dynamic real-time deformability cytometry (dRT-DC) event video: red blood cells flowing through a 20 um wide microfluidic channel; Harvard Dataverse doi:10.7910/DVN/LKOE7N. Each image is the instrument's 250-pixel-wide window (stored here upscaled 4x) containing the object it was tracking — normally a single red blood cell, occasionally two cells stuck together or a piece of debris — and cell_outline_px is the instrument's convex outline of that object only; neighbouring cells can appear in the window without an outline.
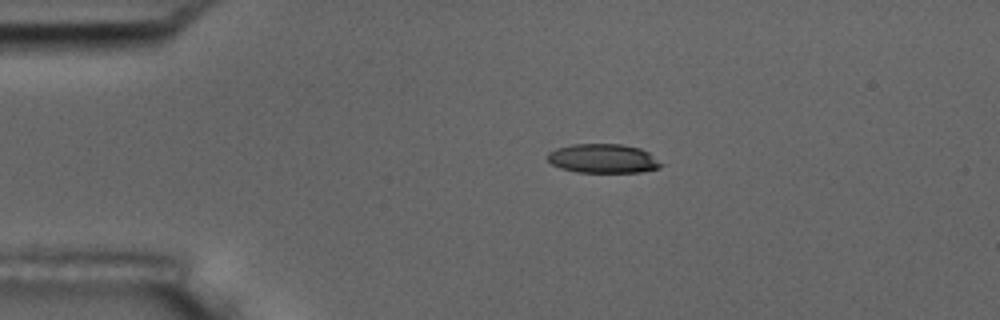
{"species": "common noctule bat (a hibernating species)", "species_latin": "Nyctalus noctula", "temperature_condition": "room temperature", "stored_images_in_passage": 6, "camera_frame_rate_fps": 3000, "um_per_image_px": 0.085, "animal": {"sex": "male", "body_mass_g": 17.5, "forearm_length_mm": 52.3}, "frame": {"image": 1, "passage_image": 3, "time_ms": 2.333, "image_size_px": [1000, 320], "cell_outline_px": [[664, 164], [660, 168], [640, 172], [576, 172], [560, 168], [552, 164], [548, 160], [548, 152], [556, 148], [572, 144], [620, 144], [640, 148], [648, 152]], "centroid_in_image_um": [51.27, 13.47], "position_along_channel_um": 33.7, "area_um2": 19.31}}
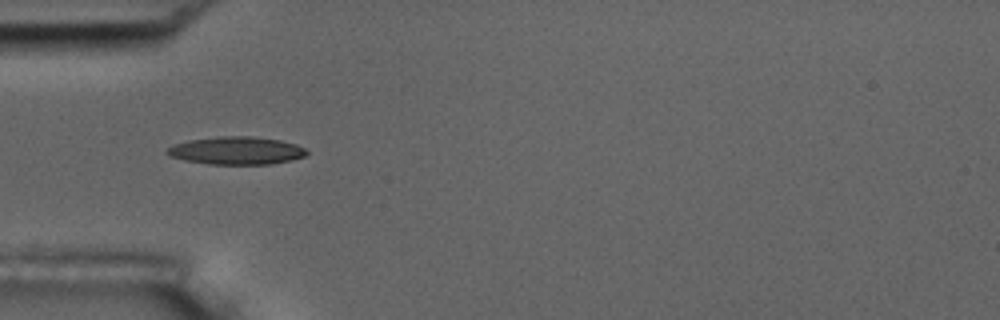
{"frame": {"image": 2, "passage_image": 5, "time_ms": 4.333, "image_size_px": [1000, 320], "cell_outline_px": [[308, 152], [304, 156], [292, 160], [272, 164], [208, 164], [184, 160], [168, 156], [164, 152], [168, 148], [176, 144], [188, 140], [220, 136], [252, 136], [280, 140], [296, 144], [304, 148]], "centroid_in_image_um": [20.08, 12.8], "position_along_channel_um": 64.9, "area_um2": 22.66}}